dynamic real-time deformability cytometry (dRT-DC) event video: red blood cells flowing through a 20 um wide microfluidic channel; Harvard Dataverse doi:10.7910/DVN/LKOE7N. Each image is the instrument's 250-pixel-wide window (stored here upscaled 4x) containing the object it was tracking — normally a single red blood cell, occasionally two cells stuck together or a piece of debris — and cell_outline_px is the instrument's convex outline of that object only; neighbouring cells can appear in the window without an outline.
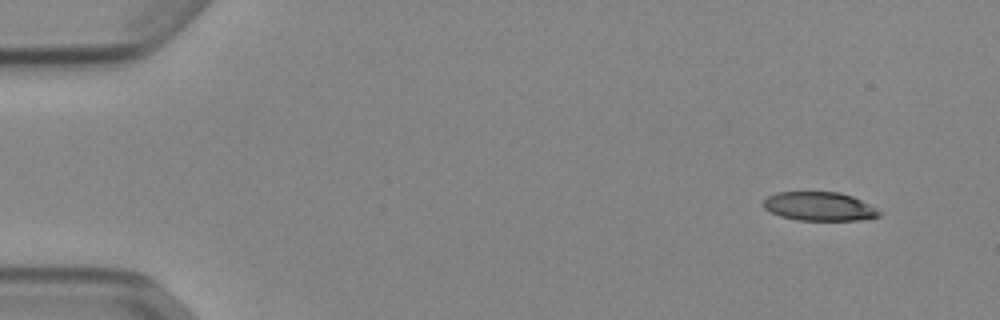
{"species": "Egyptian fruit bat (a non-hibernating species)", "species_latin": "Rousettus aegyptiacus", "temperature_condition": "cold", "stored_images_in_passage": 49, "camera_frame_rate_fps": 3000, "um_per_image_px": 0.085, "animal": {"sex": "female"}, "frame": {"image": 1, "passage_image": 1, "time_ms": 0.0, "image_size_px": [1000, 320], "cell_outline_px": [[880, 216], [860, 220], [796, 220], [780, 216], [764, 208], [760, 204], [768, 196], [776, 192], [840, 192], [852, 196], [876, 208], [880, 212]], "centroid_in_image_um": [69.6, 17.54], "position_along_channel_um": 15.4, "area_um2": 19.42}}
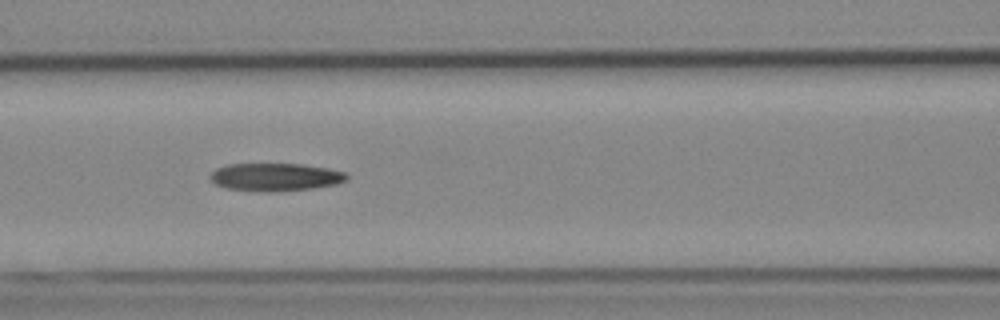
{"frame": {"image": 2, "passage_image": 20, "time_ms": 6.333, "image_size_px": [1000, 320], "cell_outline_px": [[348, 180], [336, 184], [312, 188], [272, 192], [260, 192], [224, 188], [216, 184], [208, 176], [216, 168], [228, 164], [304, 164], [328, 168], [344, 172], [348, 176]], "centroid_in_image_um": [23.39, 15.05], "position_along_channel_um": 143.2, "area_um2": 22.31}}
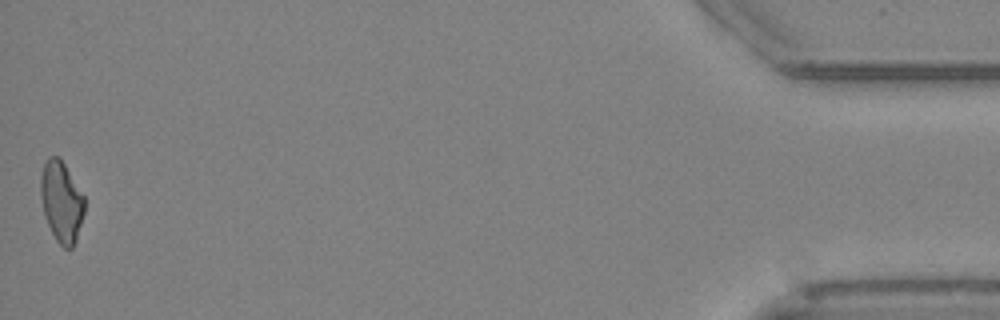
{"frame": {"image": 3, "passage_image": 49, "time_ms": 16.0, "image_size_px": [1000, 320], "cell_outline_px": [[84, 212], [76, 240], [72, 248], [64, 248], [56, 240], [44, 216], [40, 196], [40, 176], [44, 164], [48, 156], [60, 156], [84, 196]], "centroid_in_image_um": [5.21, 17.11], "position_along_channel_um": 430.0, "area_um2": 20.69}, "authors_computed_cell_mechanics": {"area_um2": 21.5594, "velocity_mm_per_s": 3.9026, "shape_relaxation_time_tau1_ms": null, "shape_relaxation_time_tau2_ms": 10.4439, "deformation_change_tau1": null, "deformation_change_tau2": 0.2617}}